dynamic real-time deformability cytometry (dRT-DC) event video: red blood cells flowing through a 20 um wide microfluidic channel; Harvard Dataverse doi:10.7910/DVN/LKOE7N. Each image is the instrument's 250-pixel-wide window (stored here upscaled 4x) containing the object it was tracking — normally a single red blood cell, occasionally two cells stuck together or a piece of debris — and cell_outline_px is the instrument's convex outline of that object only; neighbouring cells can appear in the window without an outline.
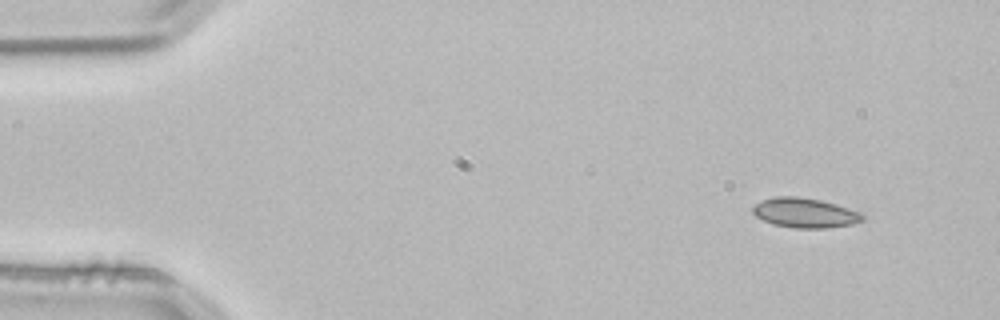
{"species": "common noctule bat (a hibernating species)", "species_latin": "Nyctalus noctula", "temperature_condition": "room temperature", "stored_images_in_passage": 2, "camera_frame_rate_fps": 3000, "um_per_image_px": 0.085, "animal": {"sex": "male", "body_mass_g": 21.5, "forearm_length_mm": 52.0}, "frame": {"image": 1, "passage_image": 1, "time_ms": 0.0, "image_size_px": [1000, 320], "cell_outline_px": [[864, 220], [852, 224], [824, 228], [796, 228], [772, 224], [756, 216], [752, 212], [752, 204], [760, 200], [776, 196], [796, 196], [820, 200], [836, 204], [860, 212], [864, 216]], "centroid_in_image_um": [68.37, 18.08], "position_along_channel_um": 16.6, "area_um2": 19.07}}